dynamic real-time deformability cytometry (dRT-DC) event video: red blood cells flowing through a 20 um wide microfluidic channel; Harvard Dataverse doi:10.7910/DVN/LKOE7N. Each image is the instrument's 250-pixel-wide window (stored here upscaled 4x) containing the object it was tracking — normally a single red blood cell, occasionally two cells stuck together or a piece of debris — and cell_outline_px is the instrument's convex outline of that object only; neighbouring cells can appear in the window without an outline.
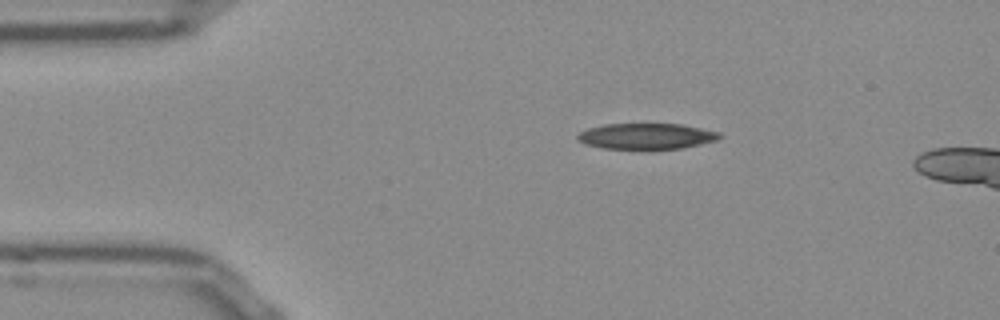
{"species": "Egyptian fruit bat (a non-hibernating species)", "species_latin": "Rousettus aegyptiacus", "temperature_condition": "room temperature", "stored_images_in_passage": 6, "camera_frame_rate_fps": 3000, "um_per_image_px": 0.085, "frame": {"image": 1, "passage_image": 1, "time_ms": 0.0, "image_size_px": [1000, 320], "cell_outline_px": [[724, 136], [716, 140], [684, 148], [648, 152], [604, 148], [588, 144], [580, 140], [576, 136], [580, 132], [588, 128], [604, 124], [684, 124], [720, 132]], "centroid_in_image_um": [55.0, 11.62], "position_along_channel_um": 30.0, "area_um2": 22.25}}